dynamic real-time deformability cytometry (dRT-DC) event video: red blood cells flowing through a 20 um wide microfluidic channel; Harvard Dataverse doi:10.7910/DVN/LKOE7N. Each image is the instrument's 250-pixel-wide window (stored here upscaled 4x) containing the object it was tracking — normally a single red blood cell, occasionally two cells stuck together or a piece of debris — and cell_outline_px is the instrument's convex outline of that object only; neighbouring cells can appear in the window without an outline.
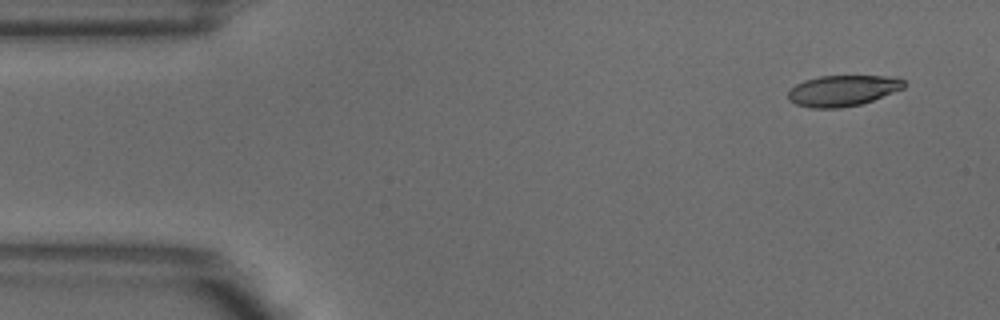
{"species": "common noctule bat (a hibernating species)", "species_latin": "Nyctalus noctula", "temperature_condition": "warm", "stored_images_in_passage": 3, "camera_frame_rate_fps": 3000, "um_per_image_px": 0.085, "animal": {"sex": "male", "body_mass_g": 18.8}, "frame": {"image": 1, "passage_image": 1, "time_ms": 0.0, "image_size_px": [1000, 320], "cell_outline_px": [[908, 84], [904, 88], [872, 100], [860, 104], [840, 108], [812, 108], [796, 104], [788, 100], [788, 92], [796, 84], [804, 80], [820, 76], [896, 76], [904, 80]], "centroid_in_image_um": [71.65, 7.69], "position_along_channel_um": 13.4, "area_um2": 20.92}}